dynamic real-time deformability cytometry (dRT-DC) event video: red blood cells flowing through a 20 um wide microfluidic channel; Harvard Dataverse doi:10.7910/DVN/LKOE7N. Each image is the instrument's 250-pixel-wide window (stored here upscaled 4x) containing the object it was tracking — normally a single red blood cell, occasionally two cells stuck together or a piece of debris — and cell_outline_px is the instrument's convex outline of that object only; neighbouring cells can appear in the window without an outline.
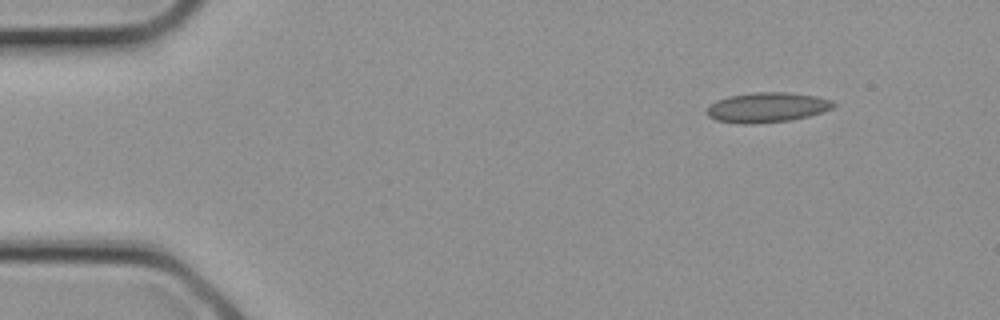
{"species": "common noctule bat (a hibernating species)", "species_latin": "Nyctalus noctula", "temperature_condition": "cold", "stored_images_in_passage": 4, "segment_of_instrument_passage": [2, 2], "camera_frame_rate_fps": 3000, "um_per_image_px": 0.085, "animal": {"sex": "female", "body_mass_g": 21.9}, "frame": {"image": 1, "passage_image": 4, "time_ms": 1.0, "image_size_px": [1000, 320], "cell_outline_px": [[836, 104], [832, 108], [824, 112], [792, 120], [752, 124], [744, 124], [716, 120], [708, 116], [704, 112], [716, 100], [728, 96], [752, 92], [788, 92], [816, 96], [832, 100]], "centroid_in_image_um": [65.2, 9.13], "position_along_channel_um": 19.8, "area_um2": 22.25}}